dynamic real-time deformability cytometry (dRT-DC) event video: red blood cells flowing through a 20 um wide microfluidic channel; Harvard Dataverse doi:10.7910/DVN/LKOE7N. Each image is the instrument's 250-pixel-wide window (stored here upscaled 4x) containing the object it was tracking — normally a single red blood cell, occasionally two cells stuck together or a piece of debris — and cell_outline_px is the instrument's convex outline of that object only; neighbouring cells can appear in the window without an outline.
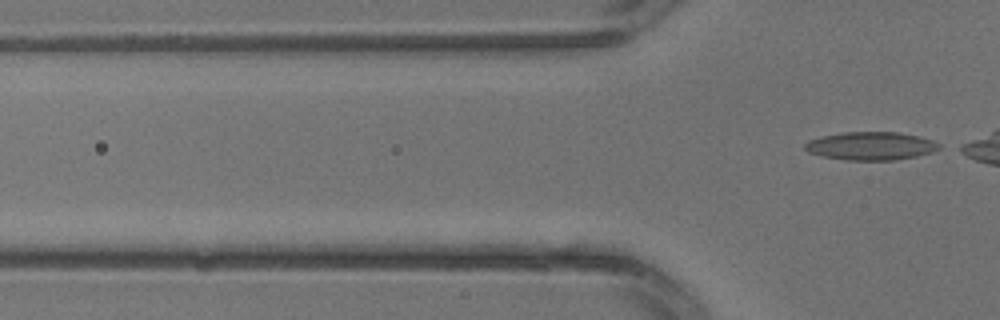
{"species": "common noctule bat (a hibernating species)", "species_latin": "Nyctalus noctula", "temperature_condition": "warm", "stored_images_in_passage": 4, "camera_frame_rate_fps": 3000, "um_per_image_px": 0.085, "animal": {"sex": "male", "body_mass_g": 13.3}, "frame": {"image": 1, "passage_image": 4, "time_ms": 1.0, "image_size_px": [1000, 320], "cell_outline_px": [[940, 148], [932, 152], [916, 156], [892, 160], [848, 160], [820, 156], [808, 152], [804, 148], [804, 144], [808, 140], [820, 136], [844, 132], [896, 132], [920, 136], [932, 140], [940, 144]], "centroid_in_image_um": [73.99, 12.4], "position_along_channel_um": 51.8, "area_um2": 22.08}}